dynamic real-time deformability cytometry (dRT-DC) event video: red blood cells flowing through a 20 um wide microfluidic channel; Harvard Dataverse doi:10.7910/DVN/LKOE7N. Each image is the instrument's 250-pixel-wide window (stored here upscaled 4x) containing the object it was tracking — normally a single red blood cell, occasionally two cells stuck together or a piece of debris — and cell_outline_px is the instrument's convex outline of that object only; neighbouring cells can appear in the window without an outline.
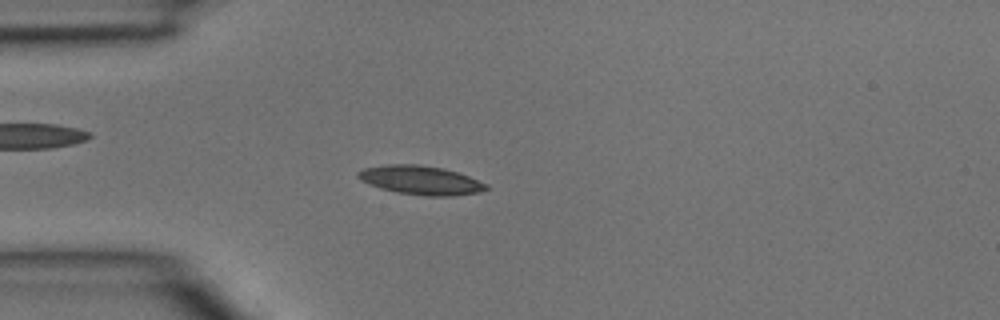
{"species": "common noctule bat (a hibernating species)", "species_latin": "Nyctalus noctula", "temperature_condition": "room temperature", "stored_images_in_passage": 2, "camera_frame_rate_fps": 3000, "um_per_image_px": 0.085, "animal": {"sex": "male", "body_mass_g": 15.6}, "frame": {"image": 1, "passage_image": 2, "time_ms": 0.333, "image_size_px": [1000, 320], "cell_outline_px": [[488, 188], [480, 192], [452, 196], [428, 196], [396, 192], [380, 188], [360, 180], [356, 176], [356, 172], [364, 168], [388, 164], [416, 164], [444, 168], [468, 176], [488, 184]], "centroid_in_image_um": [35.74, 15.31], "position_along_channel_um": 49.3, "area_um2": 21.56}}